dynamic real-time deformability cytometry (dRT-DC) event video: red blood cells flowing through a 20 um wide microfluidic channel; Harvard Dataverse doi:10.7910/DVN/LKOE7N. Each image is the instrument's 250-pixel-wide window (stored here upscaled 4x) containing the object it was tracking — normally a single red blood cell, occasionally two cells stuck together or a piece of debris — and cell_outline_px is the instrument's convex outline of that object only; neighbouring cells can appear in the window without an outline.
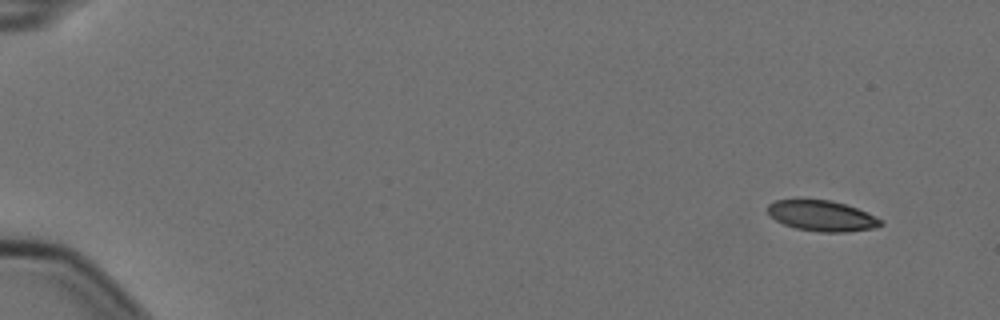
{"species": "Egyptian fruit bat (a non-hibernating species)", "species_latin": "Rousettus aegyptiacus", "temperature_condition": "cold", "stored_images_in_passage": 5, "camera_frame_rate_fps": 3000, "um_per_image_px": 0.085, "animal": {"sex": "female"}, "frame": {"image": 1, "passage_image": 1, "time_ms": 0.0, "image_size_px": [1000, 320], "cell_outline_px": [[884, 224], [876, 228], [848, 232], [820, 232], [796, 228], [784, 224], [776, 220], [768, 212], [768, 204], [776, 200], [796, 196], [832, 200], [856, 208], [884, 220]], "centroid_in_image_um": [69.84, 18.3], "position_along_channel_um": 15.2, "area_um2": 20.87}}
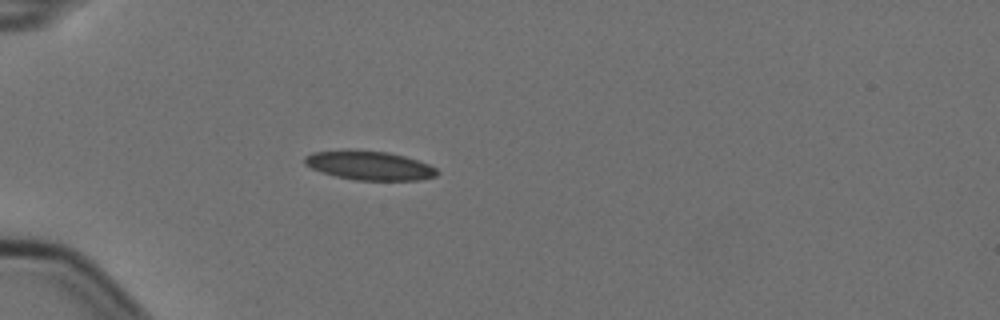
{"frame": {"image": 2, "passage_image": 5, "time_ms": 1.333, "image_size_px": [1000, 320], "cell_outline_px": [[440, 172], [436, 176], [416, 180], [356, 180], [336, 176], [312, 168], [304, 164], [304, 156], [312, 152], [344, 148], [348, 148], [388, 152], [404, 156], [428, 164], [436, 168]], "centroid_in_image_um": [31.35, 14.03], "position_along_channel_um": 53.6, "area_um2": 22.66}}